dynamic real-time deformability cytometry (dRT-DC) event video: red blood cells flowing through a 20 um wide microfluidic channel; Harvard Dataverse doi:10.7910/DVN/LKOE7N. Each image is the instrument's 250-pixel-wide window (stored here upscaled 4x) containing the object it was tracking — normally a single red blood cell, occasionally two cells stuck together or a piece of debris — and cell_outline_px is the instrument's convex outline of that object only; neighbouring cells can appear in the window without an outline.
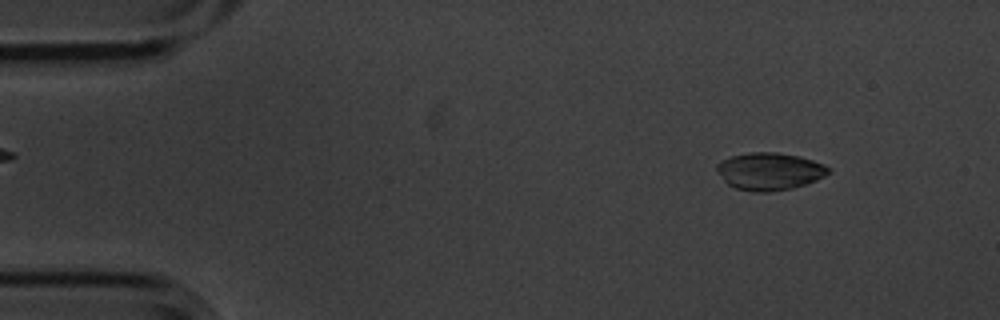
{"species": "common noctule bat (a hibernating species)", "species_latin": "Nyctalus noctula", "temperature_condition": "cold", "stored_images_in_passage": 9, "camera_frame_rate_fps": 3000, "um_per_image_px": 0.085, "animal": {"sex": "male", "body_mass_g": 20.1, "forearm_length_mm": 53.5}, "frame": {"image": 1, "passage_image": 1, "time_ms": 0.0, "image_size_px": [1000, 320], "cell_outline_px": [[832, 168], [824, 176], [816, 180], [792, 188], [768, 192], [752, 192], [736, 188], [728, 184], [716, 172], [716, 164], [732, 156], [752, 152], [776, 152], [800, 156], [824, 164]], "centroid_in_image_um": [65.41, 14.56], "position_along_channel_um": 19.6, "area_um2": 24.28}}
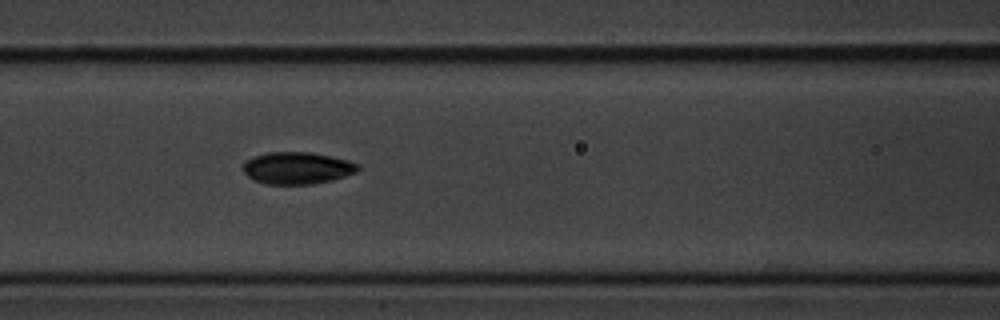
{"frame": {"image": 2, "passage_image": 6, "time_ms": 1.667, "image_size_px": [1000, 320], "cell_outline_px": [[360, 168], [356, 172], [332, 180], [312, 184], [264, 184], [248, 176], [240, 168], [240, 164], [244, 160], [252, 156], [268, 152], [312, 152], [332, 156], [348, 160], [360, 164]], "centroid_in_image_um": [25.22, 14.27], "position_along_channel_um": 141.4, "area_um2": 21.79}}
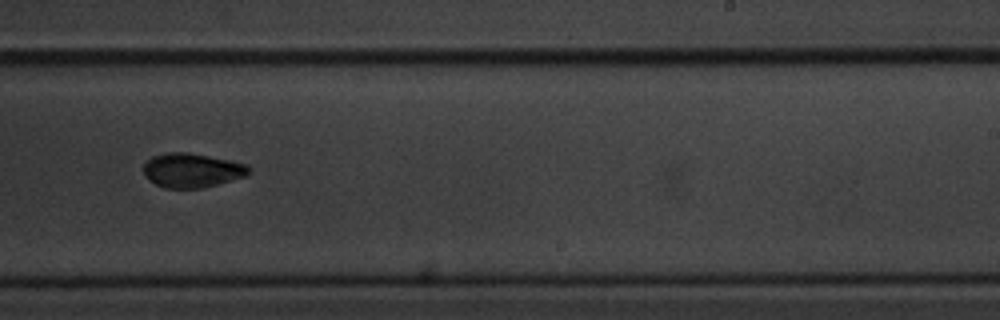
{"frame": {"image": 3, "passage_image": 9, "time_ms": 2.667, "image_size_px": [1000, 320], "cell_outline_px": [[252, 168], [244, 176], [216, 184], [200, 188], [164, 188], [156, 184], [144, 172], [144, 164], [152, 156], [168, 152], [188, 152], [248, 164]], "centroid_in_image_um": [16.32, 14.46], "position_along_channel_um": 272.7, "area_um2": 20.63}}